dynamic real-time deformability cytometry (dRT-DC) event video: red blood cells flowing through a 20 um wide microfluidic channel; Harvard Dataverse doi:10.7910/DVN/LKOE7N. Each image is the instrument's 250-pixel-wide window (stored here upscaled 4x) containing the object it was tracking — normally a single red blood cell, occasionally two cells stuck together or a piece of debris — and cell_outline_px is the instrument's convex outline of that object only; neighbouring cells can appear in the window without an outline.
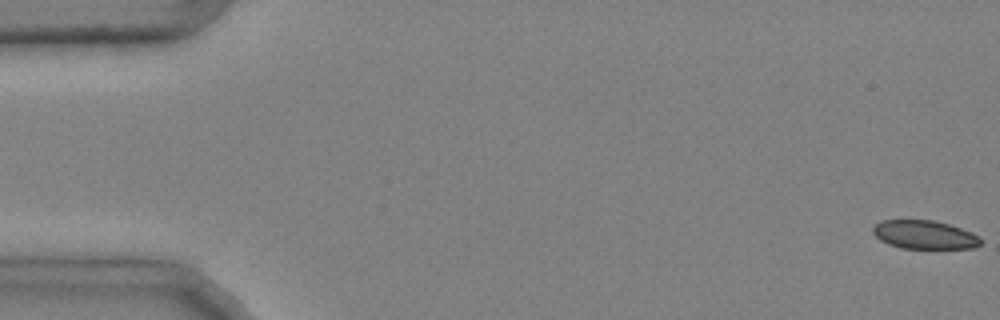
{"species": "common noctule bat (a hibernating species)", "species_latin": "Nyctalus noctula", "temperature_condition": "cold", "stored_images_in_passage": 48, "camera_frame_rate_fps": 3000, "um_per_image_px": 0.085, "animal": {"sex": "male", "body_mass_g": 20.4}, "frame": {"image": 1, "passage_image": 1, "time_ms": 0.0, "image_size_px": [1000, 320], "cell_outline_px": [[980, 244], [976, 248], [900, 248], [888, 244], [880, 240], [872, 232], [872, 228], [880, 220], [936, 220], [972, 232], [980, 240]], "centroid_in_image_um": [78.54, 19.94], "position_along_channel_um": 6.5, "area_um2": 17.86}}
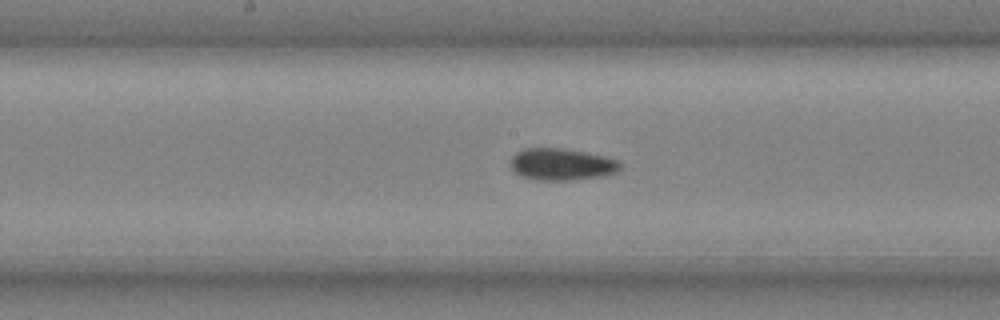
{"frame": {"image": 2, "passage_image": 26, "time_ms": 8.333, "image_size_px": [1000, 320], "cell_outline_px": [[620, 168], [616, 172], [600, 176], [572, 180], [536, 180], [520, 176], [512, 168], [512, 156], [516, 152], [524, 148], [564, 148], [604, 156], [616, 160], [620, 164]], "centroid_in_image_um": [47.71, 13.96], "position_along_channel_um": 200.5, "area_um2": 20.17}}
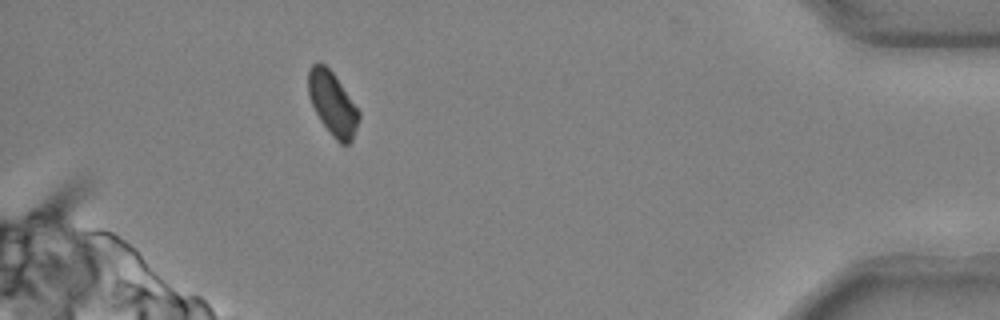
{"frame": {"image": 3, "passage_image": 45, "time_ms": 14.667, "image_size_px": [1000, 320], "cell_outline_px": [[360, 116], [352, 140], [348, 144], [340, 144], [332, 136], [320, 120], [308, 96], [308, 72], [312, 64], [320, 60], [332, 72], [360, 112]], "centroid_in_image_um": [28.25, 8.8], "position_along_channel_um": 407.0, "area_um2": 18.5}, "authors_computed_cell_mechanics": {"area_um2": 19.9121, "velocity_mm_per_s": 4.0001, "shape_relaxation_time_tau1_ms": 7.3785, "shape_relaxation_time_tau2_ms": 1.6762, "deformation_change_tau1": 0.1231, "deformation_change_tau2": 0.0487}}